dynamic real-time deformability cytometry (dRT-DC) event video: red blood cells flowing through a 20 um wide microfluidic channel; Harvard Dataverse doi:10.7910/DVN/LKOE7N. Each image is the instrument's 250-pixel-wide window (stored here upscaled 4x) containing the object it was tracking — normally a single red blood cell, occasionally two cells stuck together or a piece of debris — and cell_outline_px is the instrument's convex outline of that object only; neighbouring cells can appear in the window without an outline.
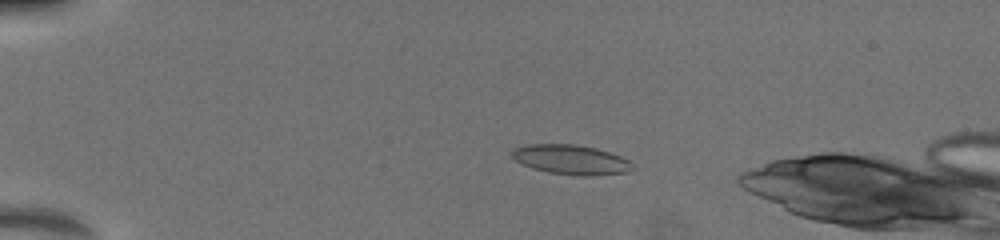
{"species": "common noctule bat (a hibernating species)", "species_latin": "Nyctalus noctula", "temperature_condition": "warm", "stored_images_in_passage": 19, "camera_frame_rate_fps": 3000, "um_per_image_px": 0.085, "animal": {"sex": "female", "body_mass_g": 19.5, "forearm_length_mm": 54.1}, "frame": {"image": 1, "passage_image": 2, "time_ms": 0.333, "image_size_px": [1000, 240], "cell_outline_px": [[636, 168], [628, 172], [588, 176], [576, 176], [548, 172], [532, 168], [520, 164], [512, 156], [512, 152], [516, 148], [528, 144], [572, 144], [592, 148], [608, 152], [620, 156], [628, 160]], "centroid_in_image_um": [48.54, 13.59], "position_along_channel_um": 36.5, "area_um2": 20.69}}
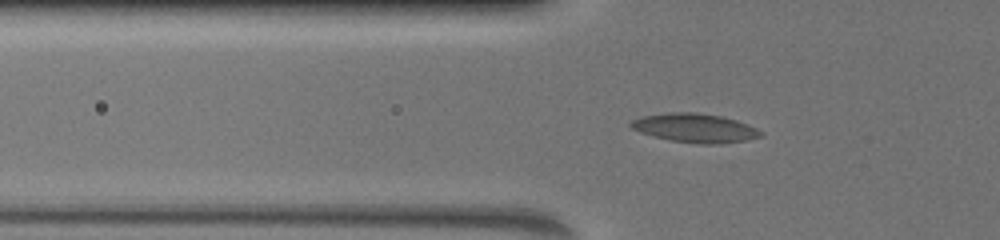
{"frame": {"image": 2, "passage_image": 18, "time_ms": 2.667, "image_size_px": [1000, 240], "cell_outline_px": [[760, 136], [748, 140], [720, 144], [696, 144], [668, 140], [652, 136], [640, 132], [632, 128], [628, 124], [632, 120], [644, 116], [672, 112], [696, 112], [720, 116], [736, 120], [760, 132]], "centroid_in_image_um": [59.0, 10.89], "position_along_channel_um": 66.8, "area_um2": 21.62}}